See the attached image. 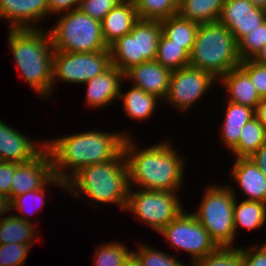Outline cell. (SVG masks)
I'll return each instance as SVG.
<instances>
[{"instance_id":"1","label":"cell","mask_w":266,"mask_h":266,"mask_svg":"<svg viewBox=\"0 0 266 266\" xmlns=\"http://www.w3.org/2000/svg\"><path fill=\"white\" fill-rule=\"evenodd\" d=\"M129 136L92 130L45 142L52 157L54 176L66 183L83 167L116 159Z\"/></svg>"},{"instance_id":"2","label":"cell","mask_w":266,"mask_h":266,"mask_svg":"<svg viewBox=\"0 0 266 266\" xmlns=\"http://www.w3.org/2000/svg\"><path fill=\"white\" fill-rule=\"evenodd\" d=\"M173 147L165 141L138 151L132 139L126 137L123 154L130 188L134 185L144 190L179 192L185 165Z\"/></svg>"},{"instance_id":"3","label":"cell","mask_w":266,"mask_h":266,"mask_svg":"<svg viewBox=\"0 0 266 266\" xmlns=\"http://www.w3.org/2000/svg\"><path fill=\"white\" fill-rule=\"evenodd\" d=\"M8 43L24 79L37 95L49 97L54 91V49L49 30L46 33L43 28L9 29Z\"/></svg>"},{"instance_id":"4","label":"cell","mask_w":266,"mask_h":266,"mask_svg":"<svg viewBox=\"0 0 266 266\" xmlns=\"http://www.w3.org/2000/svg\"><path fill=\"white\" fill-rule=\"evenodd\" d=\"M129 189L128 169L122 152L111 161L81 168L66 182L65 190L79 198L87 196L93 203H114L125 210Z\"/></svg>"},{"instance_id":"5","label":"cell","mask_w":266,"mask_h":266,"mask_svg":"<svg viewBox=\"0 0 266 266\" xmlns=\"http://www.w3.org/2000/svg\"><path fill=\"white\" fill-rule=\"evenodd\" d=\"M238 42L222 23L199 24L189 65L219 79L241 63Z\"/></svg>"},{"instance_id":"6","label":"cell","mask_w":266,"mask_h":266,"mask_svg":"<svg viewBox=\"0 0 266 266\" xmlns=\"http://www.w3.org/2000/svg\"><path fill=\"white\" fill-rule=\"evenodd\" d=\"M58 19L53 29L49 30L55 51L80 53L109 48L102 37L101 21L80 9L60 14Z\"/></svg>"},{"instance_id":"7","label":"cell","mask_w":266,"mask_h":266,"mask_svg":"<svg viewBox=\"0 0 266 266\" xmlns=\"http://www.w3.org/2000/svg\"><path fill=\"white\" fill-rule=\"evenodd\" d=\"M197 212L192 213L219 247H233L235 190L225 185L208 186Z\"/></svg>"},{"instance_id":"8","label":"cell","mask_w":266,"mask_h":266,"mask_svg":"<svg viewBox=\"0 0 266 266\" xmlns=\"http://www.w3.org/2000/svg\"><path fill=\"white\" fill-rule=\"evenodd\" d=\"M161 34L159 20L139 19L130 34L109 46L111 64L125 72L134 65L156 60Z\"/></svg>"},{"instance_id":"9","label":"cell","mask_w":266,"mask_h":266,"mask_svg":"<svg viewBox=\"0 0 266 266\" xmlns=\"http://www.w3.org/2000/svg\"><path fill=\"white\" fill-rule=\"evenodd\" d=\"M131 189L124 211L132 212L158 233L184 210L178 192Z\"/></svg>"},{"instance_id":"10","label":"cell","mask_w":266,"mask_h":266,"mask_svg":"<svg viewBox=\"0 0 266 266\" xmlns=\"http://www.w3.org/2000/svg\"><path fill=\"white\" fill-rule=\"evenodd\" d=\"M159 234L165 237L171 247L188 252L192 257V263L219 248L197 218L184 210Z\"/></svg>"},{"instance_id":"11","label":"cell","mask_w":266,"mask_h":266,"mask_svg":"<svg viewBox=\"0 0 266 266\" xmlns=\"http://www.w3.org/2000/svg\"><path fill=\"white\" fill-rule=\"evenodd\" d=\"M111 65L110 49L97 52L55 51L53 58V86L57 80L85 84ZM56 80V81H55Z\"/></svg>"},{"instance_id":"12","label":"cell","mask_w":266,"mask_h":266,"mask_svg":"<svg viewBox=\"0 0 266 266\" xmlns=\"http://www.w3.org/2000/svg\"><path fill=\"white\" fill-rule=\"evenodd\" d=\"M216 80L211 73L190 65L172 71L164 100L183 112L199 101Z\"/></svg>"},{"instance_id":"13","label":"cell","mask_w":266,"mask_h":266,"mask_svg":"<svg viewBox=\"0 0 266 266\" xmlns=\"http://www.w3.org/2000/svg\"><path fill=\"white\" fill-rule=\"evenodd\" d=\"M53 177V161L47 148L29 162L16 163L10 188V201L26 192L41 189Z\"/></svg>"},{"instance_id":"14","label":"cell","mask_w":266,"mask_h":266,"mask_svg":"<svg viewBox=\"0 0 266 266\" xmlns=\"http://www.w3.org/2000/svg\"><path fill=\"white\" fill-rule=\"evenodd\" d=\"M218 21L233 33L238 42L266 21V10L249 0H226Z\"/></svg>"},{"instance_id":"15","label":"cell","mask_w":266,"mask_h":266,"mask_svg":"<svg viewBox=\"0 0 266 266\" xmlns=\"http://www.w3.org/2000/svg\"><path fill=\"white\" fill-rule=\"evenodd\" d=\"M172 71L164 68L156 60L145 61L124 72V79L134 81L133 86L141 88L158 99H165Z\"/></svg>"},{"instance_id":"16","label":"cell","mask_w":266,"mask_h":266,"mask_svg":"<svg viewBox=\"0 0 266 266\" xmlns=\"http://www.w3.org/2000/svg\"><path fill=\"white\" fill-rule=\"evenodd\" d=\"M24 135L20 133V130L18 131L0 120V161L26 163L33 160L46 148V143L40 145Z\"/></svg>"},{"instance_id":"17","label":"cell","mask_w":266,"mask_h":266,"mask_svg":"<svg viewBox=\"0 0 266 266\" xmlns=\"http://www.w3.org/2000/svg\"><path fill=\"white\" fill-rule=\"evenodd\" d=\"M46 15L47 0H0V19L7 20L8 29L39 28L34 23Z\"/></svg>"},{"instance_id":"18","label":"cell","mask_w":266,"mask_h":266,"mask_svg":"<svg viewBox=\"0 0 266 266\" xmlns=\"http://www.w3.org/2000/svg\"><path fill=\"white\" fill-rule=\"evenodd\" d=\"M124 72L111 64L101 74L86 82V103L92 108L108 106L119 97Z\"/></svg>"},{"instance_id":"19","label":"cell","mask_w":266,"mask_h":266,"mask_svg":"<svg viewBox=\"0 0 266 266\" xmlns=\"http://www.w3.org/2000/svg\"><path fill=\"white\" fill-rule=\"evenodd\" d=\"M231 172L240 191L247 196L245 200L266 203V176L252 159L235 158Z\"/></svg>"},{"instance_id":"20","label":"cell","mask_w":266,"mask_h":266,"mask_svg":"<svg viewBox=\"0 0 266 266\" xmlns=\"http://www.w3.org/2000/svg\"><path fill=\"white\" fill-rule=\"evenodd\" d=\"M219 80L229 94L228 101L255 110L262 98L251 82L249 75L240 67L227 72Z\"/></svg>"},{"instance_id":"21","label":"cell","mask_w":266,"mask_h":266,"mask_svg":"<svg viewBox=\"0 0 266 266\" xmlns=\"http://www.w3.org/2000/svg\"><path fill=\"white\" fill-rule=\"evenodd\" d=\"M139 20L136 7L118 3L101 21V31L104 42L109 47L118 38L130 34Z\"/></svg>"},{"instance_id":"22","label":"cell","mask_w":266,"mask_h":266,"mask_svg":"<svg viewBox=\"0 0 266 266\" xmlns=\"http://www.w3.org/2000/svg\"><path fill=\"white\" fill-rule=\"evenodd\" d=\"M221 130V139L230 152L238 145L240 132L243 126L249 122L254 115V109L234 104L228 101Z\"/></svg>"},{"instance_id":"23","label":"cell","mask_w":266,"mask_h":266,"mask_svg":"<svg viewBox=\"0 0 266 266\" xmlns=\"http://www.w3.org/2000/svg\"><path fill=\"white\" fill-rule=\"evenodd\" d=\"M34 224L23 215H6L0 220V245L22 243L31 247L36 240Z\"/></svg>"},{"instance_id":"24","label":"cell","mask_w":266,"mask_h":266,"mask_svg":"<svg viewBox=\"0 0 266 266\" xmlns=\"http://www.w3.org/2000/svg\"><path fill=\"white\" fill-rule=\"evenodd\" d=\"M226 0H180L178 14L198 24L217 22Z\"/></svg>"},{"instance_id":"25","label":"cell","mask_w":266,"mask_h":266,"mask_svg":"<svg viewBox=\"0 0 266 266\" xmlns=\"http://www.w3.org/2000/svg\"><path fill=\"white\" fill-rule=\"evenodd\" d=\"M162 34L191 53L199 24L179 14L160 20Z\"/></svg>"},{"instance_id":"26","label":"cell","mask_w":266,"mask_h":266,"mask_svg":"<svg viewBox=\"0 0 266 266\" xmlns=\"http://www.w3.org/2000/svg\"><path fill=\"white\" fill-rule=\"evenodd\" d=\"M123 99V110L128 117L135 120H145L154 115L156 110L157 100L156 96L148 94L141 88L132 86L125 94H119V100Z\"/></svg>"},{"instance_id":"27","label":"cell","mask_w":266,"mask_h":266,"mask_svg":"<svg viewBox=\"0 0 266 266\" xmlns=\"http://www.w3.org/2000/svg\"><path fill=\"white\" fill-rule=\"evenodd\" d=\"M238 202L235 198L233 209L235 232H237L236 229L239 226L247 230H256L264 225L266 221V203L252 200Z\"/></svg>"},{"instance_id":"28","label":"cell","mask_w":266,"mask_h":266,"mask_svg":"<svg viewBox=\"0 0 266 266\" xmlns=\"http://www.w3.org/2000/svg\"><path fill=\"white\" fill-rule=\"evenodd\" d=\"M265 143L266 129L256 117H253L241 129L238 145L231 153L235 158H249Z\"/></svg>"},{"instance_id":"29","label":"cell","mask_w":266,"mask_h":266,"mask_svg":"<svg viewBox=\"0 0 266 266\" xmlns=\"http://www.w3.org/2000/svg\"><path fill=\"white\" fill-rule=\"evenodd\" d=\"M156 61L171 71L189 66L190 53L161 34L156 55Z\"/></svg>"},{"instance_id":"30","label":"cell","mask_w":266,"mask_h":266,"mask_svg":"<svg viewBox=\"0 0 266 266\" xmlns=\"http://www.w3.org/2000/svg\"><path fill=\"white\" fill-rule=\"evenodd\" d=\"M139 19L162 20L178 14L177 0H140L136 6Z\"/></svg>"},{"instance_id":"31","label":"cell","mask_w":266,"mask_h":266,"mask_svg":"<svg viewBox=\"0 0 266 266\" xmlns=\"http://www.w3.org/2000/svg\"><path fill=\"white\" fill-rule=\"evenodd\" d=\"M133 251H128L122 243L109 242L98 246L94 253V266H124L125 262Z\"/></svg>"},{"instance_id":"32","label":"cell","mask_w":266,"mask_h":266,"mask_svg":"<svg viewBox=\"0 0 266 266\" xmlns=\"http://www.w3.org/2000/svg\"><path fill=\"white\" fill-rule=\"evenodd\" d=\"M48 184H55L57 186H60V187H64L63 189H66V183L59 179L58 177L54 176L44 187H42L41 189H37V190H34V191H31V192H26L20 196H17V197H14L11 201H10V204H11V211L15 210V208L17 209V211L24 215H31V214H34L36 209H31V210H34V211H31L28 209L30 207V205L28 204V202H31L33 201V203L35 202V204L39 203L41 206H38V207H43L45 205V198H44V194H45V189L46 186ZM31 200V201H30ZM28 201V202H27ZM32 203V204H33ZM37 204V205H39ZM28 206V208H26ZM32 206H35L38 209V207L36 205H32ZM34 208V207H33ZM29 210V211H28ZM30 212V213H29Z\"/></svg>"},{"instance_id":"33","label":"cell","mask_w":266,"mask_h":266,"mask_svg":"<svg viewBox=\"0 0 266 266\" xmlns=\"http://www.w3.org/2000/svg\"><path fill=\"white\" fill-rule=\"evenodd\" d=\"M191 266H242L239 247H219L215 252L194 261Z\"/></svg>"},{"instance_id":"34","label":"cell","mask_w":266,"mask_h":266,"mask_svg":"<svg viewBox=\"0 0 266 266\" xmlns=\"http://www.w3.org/2000/svg\"><path fill=\"white\" fill-rule=\"evenodd\" d=\"M265 44L266 21L238 41V53L241 60L252 59Z\"/></svg>"},{"instance_id":"35","label":"cell","mask_w":266,"mask_h":266,"mask_svg":"<svg viewBox=\"0 0 266 266\" xmlns=\"http://www.w3.org/2000/svg\"><path fill=\"white\" fill-rule=\"evenodd\" d=\"M139 251H133V254L139 259L142 266H186L178 261L175 255L172 257L163 251H157L148 247L139 245Z\"/></svg>"},{"instance_id":"36","label":"cell","mask_w":266,"mask_h":266,"mask_svg":"<svg viewBox=\"0 0 266 266\" xmlns=\"http://www.w3.org/2000/svg\"><path fill=\"white\" fill-rule=\"evenodd\" d=\"M30 248L22 243L0 245V266H23Z\"/></svg>"},{"instance_id":"37","label":"cell","mask_w":266,"mask_h":266,"mask_svg":"<svg viewBox=\"0 0 266 266\" xmlns=\"http://www.w3.org/2000/svg\"><path fill=\"white\" fill-rule=\"evenodd\" d=\"M250 77L261 98H266V65L252 59L242 60L239 65Z\"/></svg>"},{"instance_id":"38","label":"cell","mask_w":266,"mask_h":266,"mask_svg":"<svg viewBox=\"0 0 266 266\" xmlns=\"http://www.w3.org/2000/svg\"><path fill=\"white\" fill-rule=\"evenodd\" d=\"M118 3V0H81L78 9L91 18L102 21Z\"/></svg>"},{"instance_id":"39","label":"cell","mask_w":266,"mask_h":266,"mask_svg":"<svg viewBox=\"0 0 266 266\" xmlns=\"http://www.w3.org/2000/svg\"><path fill=\"white\" fill-rule=\"evenodd\" d=\"M259 246L240 248L242 266H266V241Z\"/></svg>"},{"instance_id":"40","label":"cell","mask_w":266,"mask_h":266,"mask_svg":"<svg viewBox=\"0 0 266 266\" xmlns=\"http://www.w3.org/2000/svg\"><path fill=\"white\" fill-rule=\"evenodd\" d=\"M16 162L0 161V194L10 200V188L15 175Z\"/></svg>"},{"instance_id":"41","label":"cell","mask_w":266,"mask_h":266,"mask_svg":"<svg viewBox=\"0 0 266 266\" xmlns=\"http://www.w3.org/2000/svg\"><path fill=\"white\" fill-rule=\"evenodd\" d=\"M48 1V15L49 14H64L79 8L81 0H47ZM73 7V8H72Z\"/></svg>"},{"instance_id":"42","label":"cell","mask_w":266,"mask_h":266,"mask_svg":"<svg viewBox=\"0 0 266 266\" xmlns=\"http://www.w3.org/2000/svg\"><path fill=\"white\" fill-rule=\"evenodd\" d=\"M249 158L253 160L259 170H261L266 176V143L255 151Z\"/></svg>"},{"instance_id":"43","label":"cell","mask_w":266,"mask_h":266,"mask_svg":"<svg viewBox=\"0 0 266 266\" xmlns=\"http://www.w3.org/2000/svg\"><path fill=\"white\" fill-rule=\"evenodd\" d=\"M255 117L264 125L266 129V98H262L254 110Z\"/></svg>"},{"instance_id":"44","label":"cell","mask_w":266,"mask_h":266,"mask_svg":"<svg viewBox=\"0 0 266 266\" xmlns=\"http://www.w3.org/2000/svg\"><path fill=\"white\" fill-rule=\"evenodd\" d=\"M9 211H11L9 198L5 195L0 194V220L2 219V216L5 217L3 214H5L6 212L8 213Z\"/></svg>"},{"instance_id":"45","label":"cell","mask_w":266,"mask_h":266,"mask_svg":"<svg viewBox=\"0 0 266 266\" xmlns=\"http://www.w3.org/2000/svg\"><path fill=\"white\" fill-rule=\"evenodd\" d=\"M252 60L266 65V44L256 53Z\"/></svg>"},{"instance_id":"46","label":"cell","mask_w":266,"mask_h":266,"mask_svg":"<svg viewBox=\"0 0 266 266\" xmlns=\"http://www.w3.org/2000/svg\"><path fill=\"white\" fill-rule=\"evenodd\" d=\"M124 266H142L139 259L132 253L127 261L125 262Z\"/></svg>"},{"instance_id":"47","label":"cell","mask_w":266,"mask_h":266,"mask_svg":"<svg viewBox=\"0 0 266 266\" xmlns=\"http://www.w3.org/2000/svg\"><path fill=\"white\" fill-rule=\"evenodd\" d=\"M249 1L255 6L266 10V0H249Z\"/></svg>"},{"instance_id":"48","label":"cell","mask_w":266,"mask_h":266,"mask_svg":"<svg viewBox=\"0 0 266 266\" xmlns=\"http://www.w3.org/2000/svg\"><path fill=\"white\" fill-rule=\"evenodd\" d=\"M140 0H118L119 3L121 4H128V5H133V6H137V4L139 3Z\"/></svg>"}]
</instances>
